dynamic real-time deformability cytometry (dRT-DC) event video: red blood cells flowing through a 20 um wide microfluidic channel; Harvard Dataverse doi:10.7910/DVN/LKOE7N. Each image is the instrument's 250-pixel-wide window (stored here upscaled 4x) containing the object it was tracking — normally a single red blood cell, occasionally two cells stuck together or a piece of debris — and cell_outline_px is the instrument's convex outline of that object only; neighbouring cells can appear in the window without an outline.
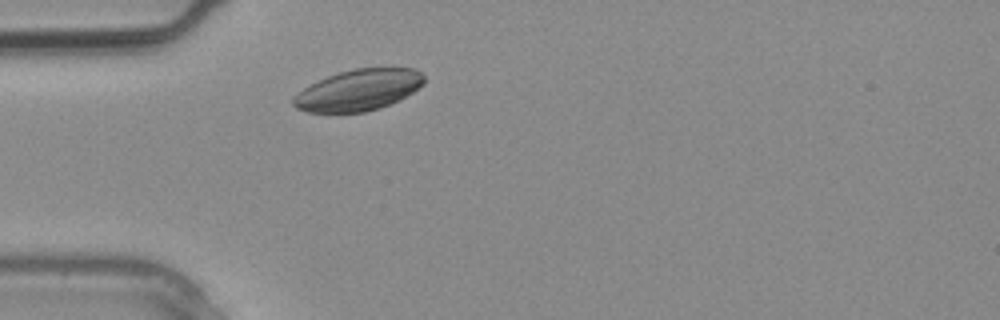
{"species": "common noctule bat (a hibernating species)", "species_latin": "Nyctalus noctula", "temperature_condition": "warm", "stored_images_in_passage": 4, "camera_frame_rate_fps": 3000, "um_per_image_px": 0.085, "animal": {"sex": "male", "body_mass_g": 20.4}, "frame": {"image": 1, "passage_image": 3, "time_ms": 0.667, "image_size_px": [1000, 320], "cell_outline_px": [[424, 84], [400, 100], [380, 108], [364, 112], [308, 112], [296, 108], [292, 104], [292, 96], [304, 88], [328, 76], [352, 68], [416, 68], [424, 76]], "centroid_in_image_um": [30.48, 7.66], "position_along_channel_um": 54.5, "area_um2": 31.33}}